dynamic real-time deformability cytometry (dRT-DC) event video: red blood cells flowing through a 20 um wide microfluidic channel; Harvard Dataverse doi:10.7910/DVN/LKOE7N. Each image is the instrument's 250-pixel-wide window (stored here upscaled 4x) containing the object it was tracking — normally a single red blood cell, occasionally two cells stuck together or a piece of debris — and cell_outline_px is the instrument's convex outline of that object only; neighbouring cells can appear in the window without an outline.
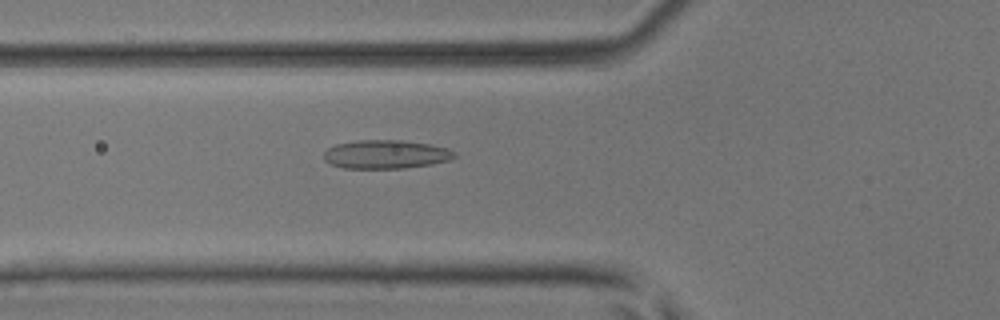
{"species": "common noctule bat (a hibernating species)", "species_latin": "Nyctalus noctula", "temperature_condition": "room temperature", "stored_images_in_passage": 38, "camera_frame_rate_fps": 3000, "um_per_image_px": 0.085, "animal": {"sex": "male", "body_mass_g": 17.9, "forearm_length_mm": 54.2}, "frame": {"image": 1, "passage_image": 6, "time_ms": 1.667, "image_size_px": [1000, 320], "cell_outline_px": [[456, 156], [448, 160], [432, 164], [404, 168], [344, 168], [332, 164], [324, 160], [324, 152], [328, 148], [336, 144], [356, 140], [400, 140], [432, 144], [448, 148], [456, 152]], "centroid_in_image_um": [32.81, 13.11], "position_along_channel_um": 93.0, "area_um2": 21.85}}
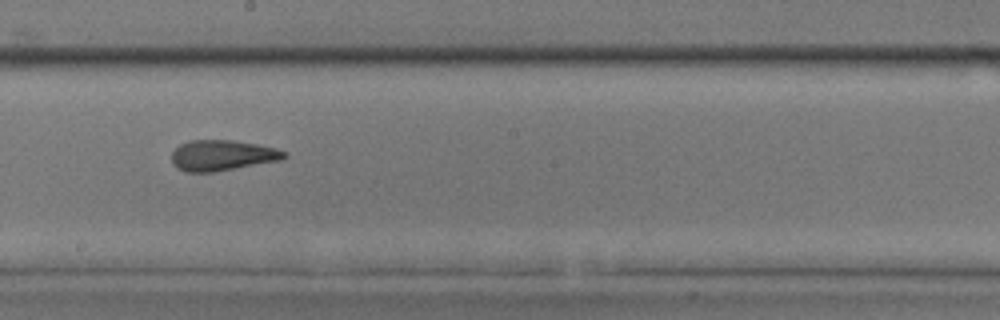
{"frame": {"image": 2, "passage_image": 16, "time_ms": 5.0, "image_size_px": [1000, 320], "cell_outline_px": [[288, 156], [284, 160], [212, 172], [184, 172], [176, 168], [172, 164], [172, 152], [180, 144], [188, 140], [232, 140], [256, 144], [276, 148], [288, 152]], "centroid_in_image_um": [18.91, 13.21], "position_along_channel_um": 229.3, "area_um2": 20.35}}
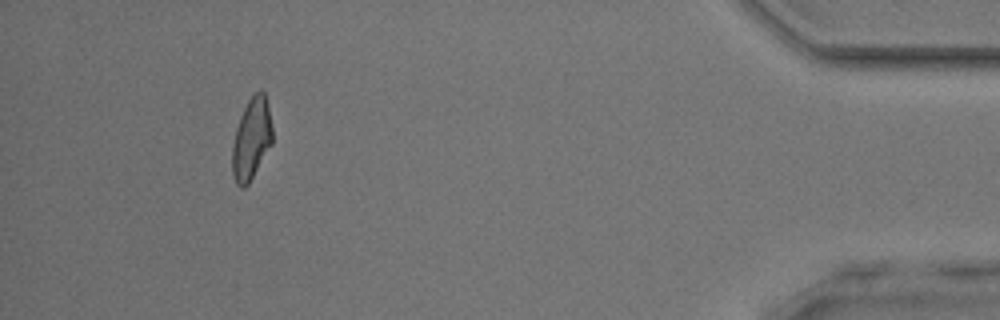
{"frame": {"image": 3, "passage_image": 34, "time_ms": 11.0, "image_size_px": [1000, 320], "cell_outline_px": [[272, 144], [248, 184], [244, 188], [240, 188], [236, 184], [232, 172], [232, 144], [236, 128], [240, 116], [252, 92], [260, 88], [264, 92], [268, 104], [272, 128]], "centroid_in_image_um": [21.37, 11.77], "position_along_channel_um": 413.8, "area_um2": 19.31}, "authors_computed_cell_mechanics": {"area_um2": 19.941, "velocity_mm_per_s": 4.099, "shape_relaxation_time_tau1_ms": null, "shape_relaxation_time_tau2_ms": 2.0015, "deformation_change_tau1": null, "deformation_change_tau2": 0.1138}}